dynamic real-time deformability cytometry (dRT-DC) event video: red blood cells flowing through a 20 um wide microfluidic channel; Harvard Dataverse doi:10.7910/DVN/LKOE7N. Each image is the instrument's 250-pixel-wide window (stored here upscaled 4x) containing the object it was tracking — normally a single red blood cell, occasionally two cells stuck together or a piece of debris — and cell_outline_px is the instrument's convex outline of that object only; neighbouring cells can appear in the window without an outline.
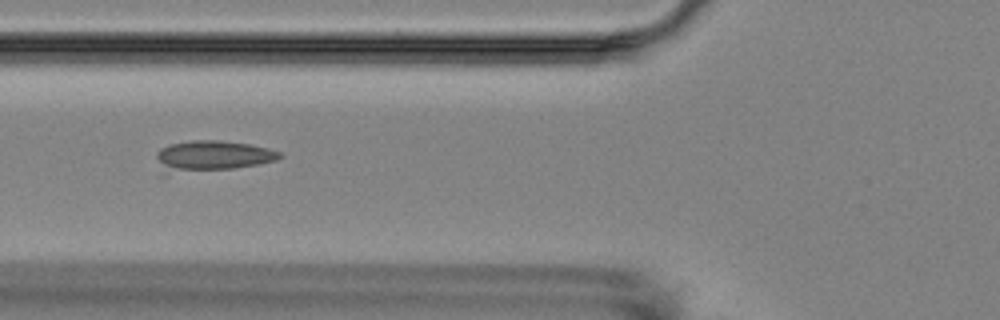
{"species": "Egyptian fruit bat (a non-hibernating species)", "species_latin": "Rousettus aegyptiacus", "temperature_condition": "room temperature", "stored_images_in_passage": 18, "camera_frame_rate_fps": 3000, "um_per_image_px": 0.085, "animal": {"sex": "female"}, "frame": {"image": 1, "passage_image": 7, "time_ms": 6.667, "image_size_px": [1000, 320], "cell_outline_px": [[284, 156], [276, 160], [256, 164], [232, 168], [164, 176], [160, 176], [156, 156], [156, 152], [160, 148], [168, 144], [192, 140], [220, 140], [248, 144], [268, 148], [280, 152]], "centroid_in_image_um": [17.87, 13.29], "position_along_channel_um": 107.9, "area_um2": 22.72}}
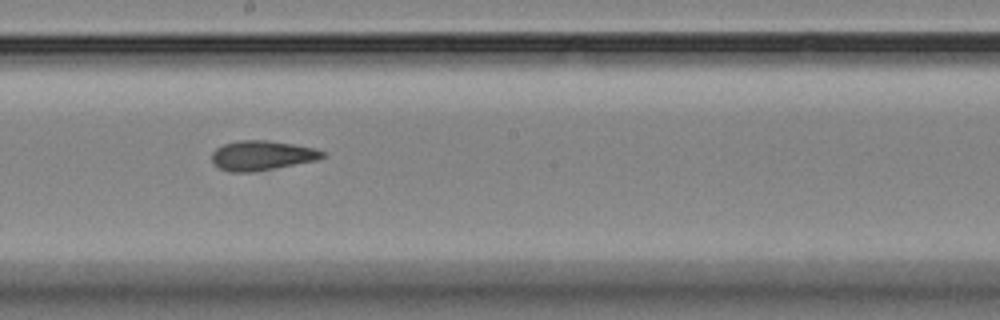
{"frame": {"image": 2, "passage_image": 10, "time_ms": 10.0, "image_size_px": [1000, 320], "cell_outline_px": [[324, 156], [316, 160], [256, 172], [228, 172], [220, 168], [212, 160], [212, 152], [216, 148], [224, 144], [240, 140], [268, 140], [292, 144], [312, 148], [324, 152]], "centroid_in_image_um": [22.23, 13.22], "position_along_channel_um": 226.0, "area_um2": 18.96}}
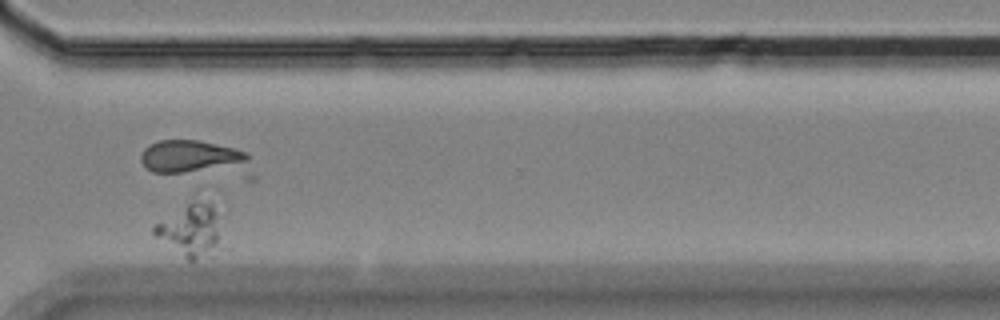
{"frame": {"image": 3, "passage_image": 13, "time_ms": 13.667, "image_size_px": [1000, 320], "cell_outline_px": [[228, 248], [212, 260], [188, 260], [156, 236], [152, 232], [152, 228], [156, 224], [188, 204], [212, 204], [216, 212]], "centroid_in_image_um": [16.42, 19.76], "position_along_channel_um": 354.2, "area_um2": 21.21}}